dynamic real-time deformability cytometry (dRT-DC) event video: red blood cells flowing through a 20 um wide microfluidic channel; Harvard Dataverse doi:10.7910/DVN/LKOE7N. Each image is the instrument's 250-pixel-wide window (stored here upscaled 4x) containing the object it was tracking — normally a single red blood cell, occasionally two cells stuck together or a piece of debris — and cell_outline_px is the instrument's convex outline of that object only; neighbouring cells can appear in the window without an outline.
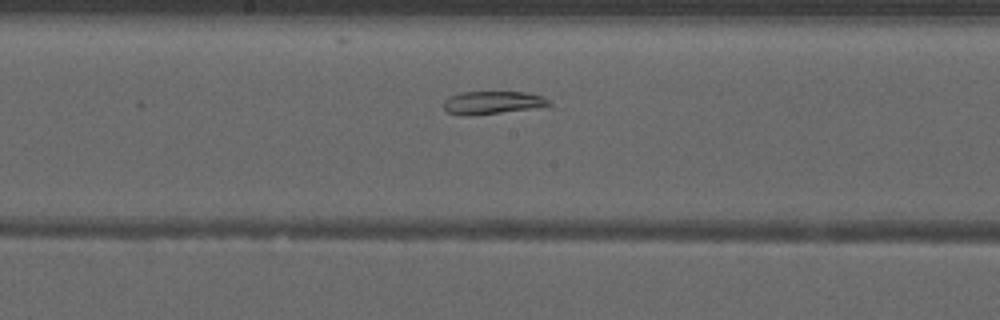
{"species": "common noctule bat (a hibernating species)", "species_latin": "Nyctalus noctula", "temperature_condition": "warm", "stored_images_in_passage": 42, "segment_of_instrument_passage": [2, 2], "camera_frame_rate_fps": 3000, "um_per_image_px": 0.085, "animal": {"sex": "male", "forearm_length_mm": 52.5}, "frame": {"image": 1, "passage_image": 18, "time_ms": 5.667, "image_size_px": [1000, 320], "cell_outline_px": [[552, 104], [528, 108], [472, 116], [460, 116], [448, 112], [444, 108], [444, 100], [448, 96], [460, 92], [524, 92], [544, 96]], "centroid_in_image_um": [41.76, 8.71], "position_along_channel_um": 206.4, "area_um2": 13.93}}
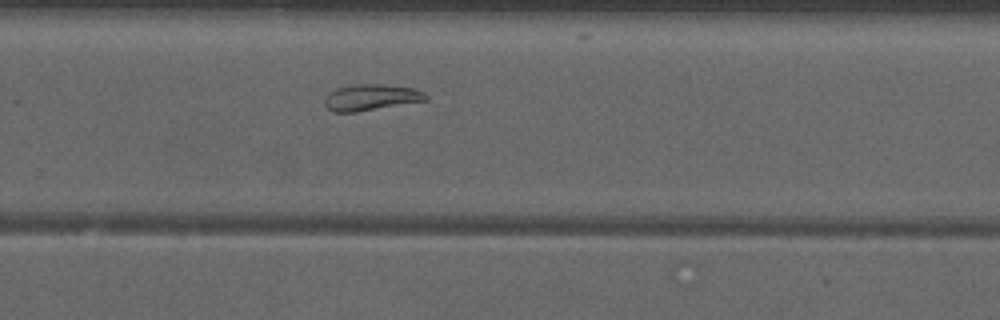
{"frame": {"image": 2, "passage_image": 25, "time_ms": 8.0, "image_size_px": [1000, 320], "cell_outline_px": [[428, 100], [356, 112], [332, 112], [324, 104], [324, 100], [336, 88], [352, 84], [380, 84], [412, 88], [424, 92], [428, 96]], "centroid_in_image_um": [31.54, 8.28], "position_along_channel_um": 298.3, "area_um2": 15.32}}
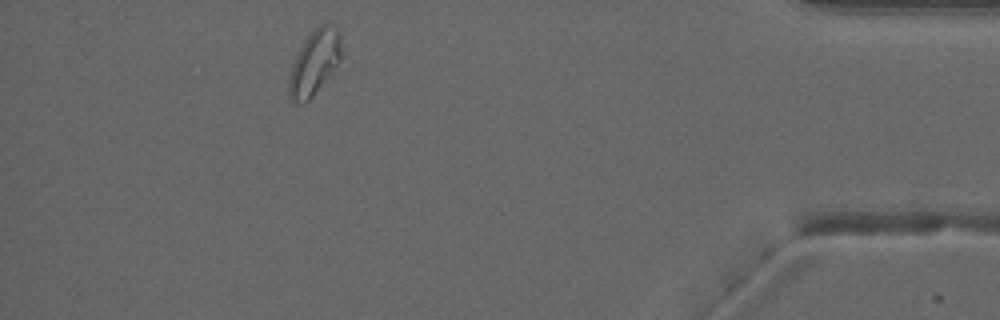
{"frame": {"image": 3, "passage_image": 37, "time_ms": 12.0, "image_size_px": [1000, 320], "cell_outline_px": [[344, 56], [312, 96], [304, 104], [296, 104], [288, 96], [288, 80], [296, 56], [300, 48], [308, 36], [320, 24], [336, 24], [340, 32], [344, 52]], "centroid_in_image_um": [26.78, 5.29], "position_along_channel_um": 408.4, "area_um2": 19.88}}